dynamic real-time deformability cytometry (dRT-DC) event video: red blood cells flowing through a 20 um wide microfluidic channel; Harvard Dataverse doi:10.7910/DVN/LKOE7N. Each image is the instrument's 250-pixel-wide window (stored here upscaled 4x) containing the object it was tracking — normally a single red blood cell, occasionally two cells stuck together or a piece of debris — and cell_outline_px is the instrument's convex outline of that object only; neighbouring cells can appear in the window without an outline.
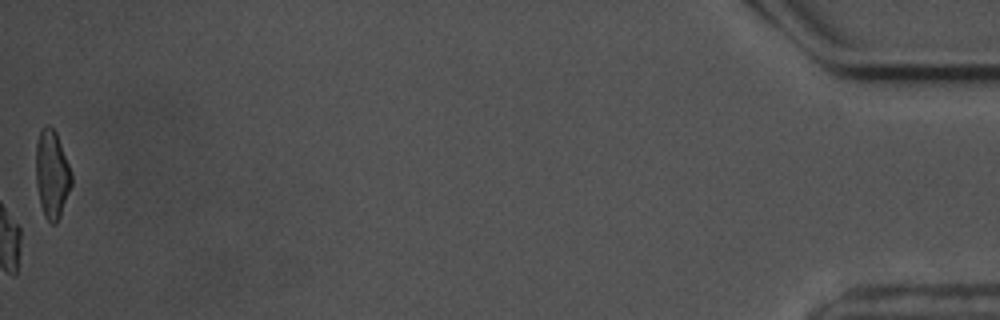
{"species": "common noctule bat (a hibernating species)", "species_latin": "Nyctalus noctula", "temperature_condition": "warm", "stored_images_in_passage": 59, "camera_frame_rate_fps": 3000, "um_per_image_px": 0.085, "animal": {"sex": "male", "body_mass_g": 17.5, "forearm_length_mm": 52.3}, "frame": {"image": 1, "passage_image": 59, "time_ms": 19.333, "image_size_px": [1000, 320], "cell_outline_px": [[72, 184], [60, 216], [56, 224], [52, 224], [44, 216], [40, 204], [36, 184], [36, 144], [40, 132], [48, 124], [56, 132], [72, 172]], "centroid_in_image_um": [4.42, 14.83], "position_along_channel_um": 430.8, "area_um2": 18.21}, "authors_computed_cell_mechanics": {"area_um2": 18.6694, "velocity_mm_per_s": 3.4971, "shape_relaxation_time_tau1_ms": 5.2867, "shape_relaxation_time_tau2_ms": 5.4266, "deformation_change_tau1": 0.1584, "deformation_change_tau2": 0.1259}}